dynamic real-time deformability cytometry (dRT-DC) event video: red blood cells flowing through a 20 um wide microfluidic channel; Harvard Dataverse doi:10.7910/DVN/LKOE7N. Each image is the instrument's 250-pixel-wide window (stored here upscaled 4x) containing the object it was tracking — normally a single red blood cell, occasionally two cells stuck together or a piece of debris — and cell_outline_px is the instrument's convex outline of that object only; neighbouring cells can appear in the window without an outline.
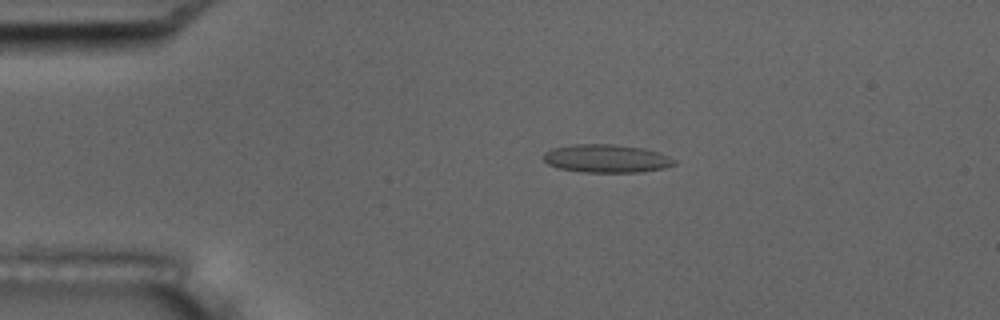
{"species": "common noctule bat (a hibernating species)", "species_latin": "Nyctalus noctula", "temperature_condition": "room temperature", "stored_images_in_passage": 15, "camera_frame_rate_fps": 3000, "um_per_image_px": 0.085, "animal": {"sex": "male", "body_mass_g": 17.5, "forearm_length_mm": 52.3}, "frame": {"image": 1, "passage_image": 3, "time_ms": 3.0, "image_size_px": [1000, 320], "cell_outline_px": [[676, 164], [664, 168], [640, 172], [584, 172], [560, 168], [548, 164], [544, 160], [544, 152], [552, 148], [572, 144], [612, 144], [644, 148], [660, 152], [676, 160]], "centroid_in_image_um": [51.57, 13.47], "position_along_channel_um": 33.4, "area_um2": 21.5}}
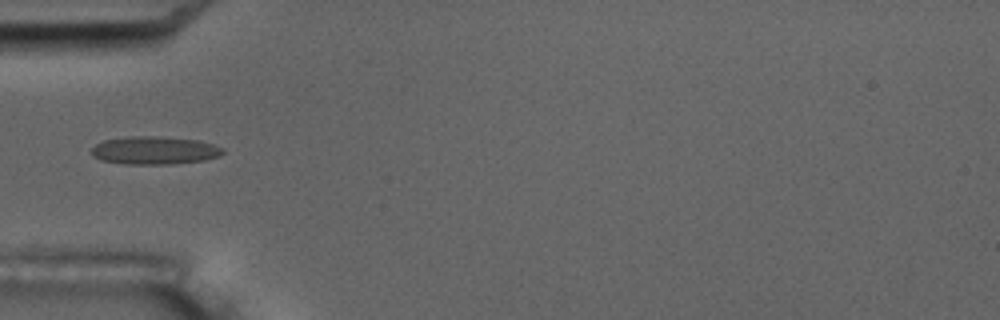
{"frame": {"image": 2, "passage_image": 5, "time_ms": 5.333, "image_size_px": [1000, 320], "cell_outline_px": [[224, 152], [220, 156], [204, 160], [172, 164], [124, 164], [100, 160], [92, 156], [92, 148], [96, 144], [104, 140], [132, 136], [156, 136], [200, 140], [224, 148]], "centroid_in_image_um": [13.14, 12.78], "position_along_channel_um": 71.9, "area_um2": 21.5}, "authors_computed_cell_mechanics": {"area_um2": 20.7502, "velocity_mm_per_s": 3.4818, "shape_relaxation_time_tau1_ms": null, "shape_relaxation_time_tau2_ms": 1.6316, "deformation_change_tau1": null, "deformation_change_tau2": 0.1178}}